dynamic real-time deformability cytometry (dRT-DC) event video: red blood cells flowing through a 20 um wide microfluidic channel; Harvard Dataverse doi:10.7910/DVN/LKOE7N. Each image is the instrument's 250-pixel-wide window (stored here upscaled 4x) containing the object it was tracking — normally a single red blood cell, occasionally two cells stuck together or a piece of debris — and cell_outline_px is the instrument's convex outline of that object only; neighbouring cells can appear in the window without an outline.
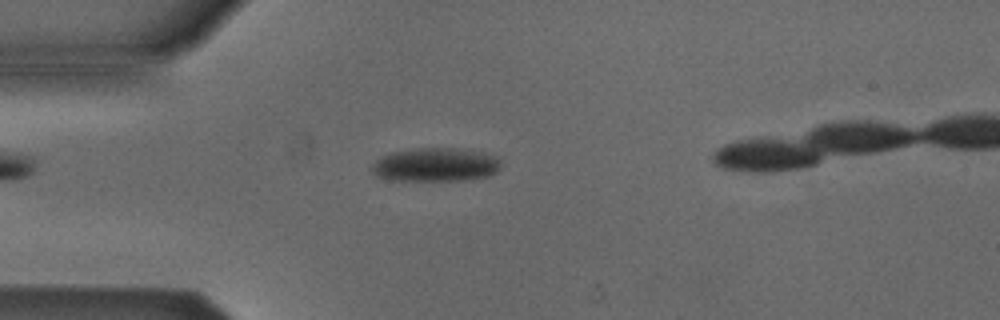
{"species": "Egyptian fruit bat (a non-hibernating species)", "species_latin": "Rousettus aegyptiacus", "temperature_condition": "cold", "stored_images_in_passage": 3, "camera_frame_rate_fps": 3000, "um_per_image_px": 0.085, "animal": {"sex": "male"}, "frame": {"image": 1, "passage_image": 2, "time_ms": 1.333, "image_size_px": [1000, 320], "cell_outline_px": [[500, 168], [496, 172], [488, 176], [464, 180], [392, 180], [376, 176], [372, 172], [372, 164], [376, 160], [392, 152], [424, 148], [452, 148], [480, 152], [496, 156], [500, 160]], "centroid_in_image_um": [37.03, 14.01], "position_along_channel_um": 48.0, "area_um2": 25.03}}